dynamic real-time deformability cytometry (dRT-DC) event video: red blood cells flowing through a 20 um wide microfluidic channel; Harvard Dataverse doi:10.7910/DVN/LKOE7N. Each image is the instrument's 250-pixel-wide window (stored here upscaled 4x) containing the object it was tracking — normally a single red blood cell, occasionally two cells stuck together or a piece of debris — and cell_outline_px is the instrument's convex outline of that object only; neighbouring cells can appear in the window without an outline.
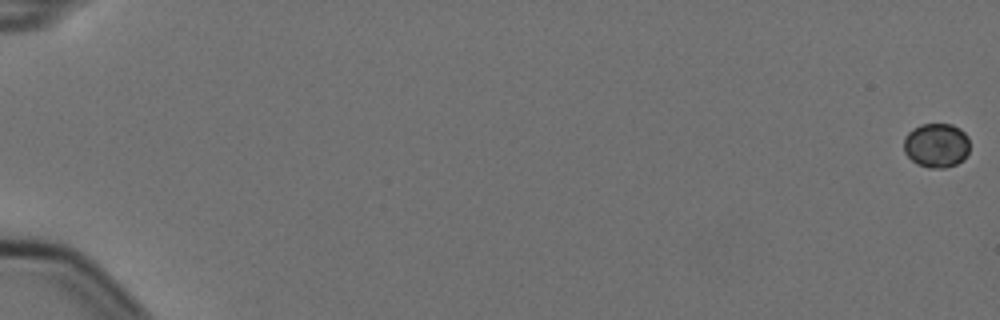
{"species": "Egyptian fruit bat (a non-hibernating species)", "species_latin": "Rousettus aegyptiacus", "temperature_condition": "cold", "stored_images_in_passage": 9, "segment_of_instrument_passage": [1, 2], "camera_frame_rate_fps": 3000, "um_per_image_px": 0.085, "animal": {"sex": "female"}, "frame": {"image": 1, "passage_image": 1, "time_ms": 0.0, "image_size_px": [1000, 320], "cell_outline_px": [[968, 152], [964, 160], [956, 164], [944, 168], [928, 168], [916, 164], [904, 152], [904, 136], [912, 128], [920, 124], [952, 124], [960, 128], [968, 136]], "centroid_in_image_um": [79.58, 12.35], "position_along_channel_um": 5.4, "area_um2": 17.28}}
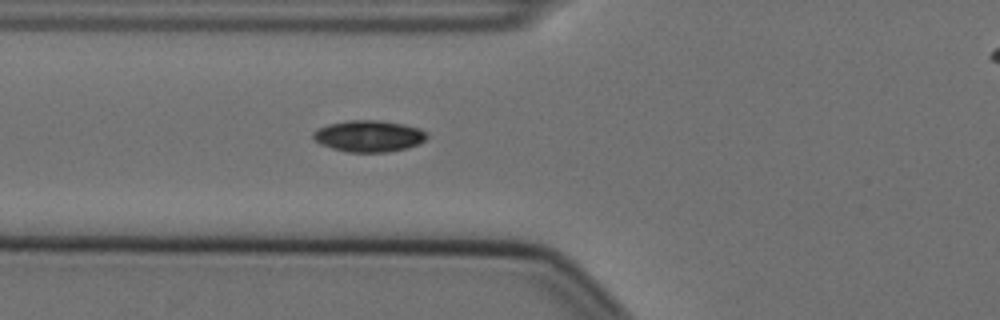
{"frame": {"image": 2, "passage_image": 8, "time_ms": 2.333, "image_size_px": [1000, 320], "cell_outline_px": [[428, 136], [420, 144], [408, 148], [388, 152], [348, 152], [332, 148], [320, 144], [312, 140], [312, 132], [316, 128], [328, 124], [348, 120], [380, 120], [404, 124], [420, 128], [428, 132]], "centroid_in_image_um": [31.34, 11.56], "position_along_channel_um": 94.5, "area_um2": 21.27}}